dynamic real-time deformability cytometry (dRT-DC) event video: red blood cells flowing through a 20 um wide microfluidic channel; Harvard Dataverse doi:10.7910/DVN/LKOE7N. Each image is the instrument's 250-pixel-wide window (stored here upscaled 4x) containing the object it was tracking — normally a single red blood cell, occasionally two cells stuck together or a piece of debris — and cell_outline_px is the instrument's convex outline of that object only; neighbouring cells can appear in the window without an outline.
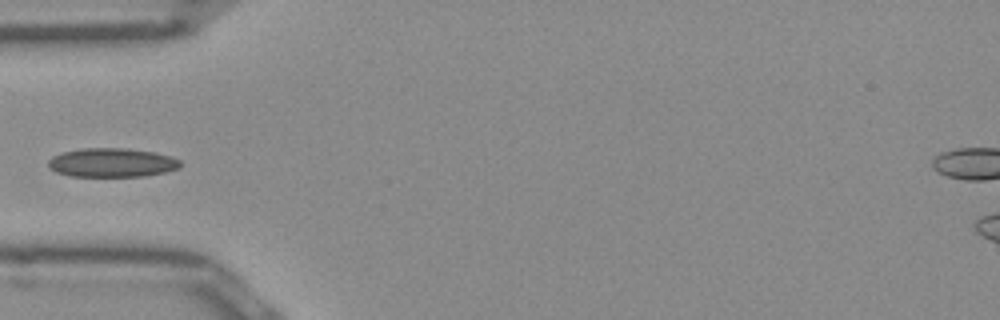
{"species": "Egyptian fruit bat (a non-hibernating species)", "species_latin": "Rousettus aegyptiacus", "temperature_condition": "room temperature", "stored_images_in_passage": 36, "camera_frame_rate_fps": 3000, "um_per_image_px": 0.085, "frame": {"image": 1, "passage_image": 1, "time_ms": 0.0, "image_size_px": [1000, 320], "cell_outline_px": [[184, 164], [180, 168], [164, 172], [144, 176], [68, 176], [56, 172], [48, 164], [48, 160], [52, 156], [64, 152], [84, 148], [124, 148], [152, 152], [168, 156], [180, 160]], "centroid_in_image_um": [9.52, 13.83], "position_along_channel_um": 75.5, "area_um2": 22.14}}
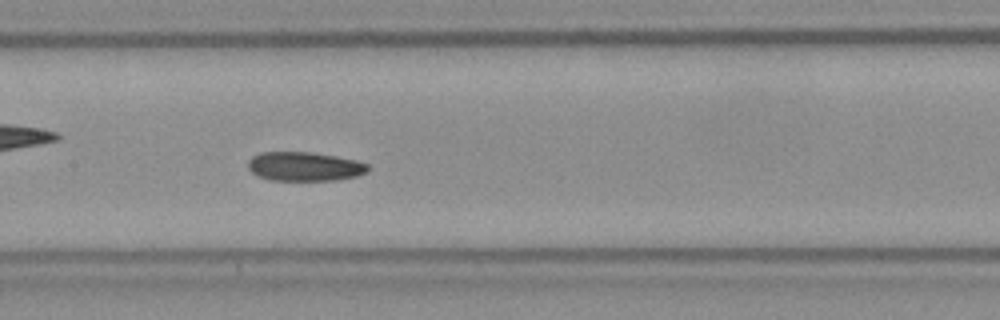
{"frame": {"image": 2, "passage_image": 9, "time_ms": 2.667, "image_size_px": [1000, 320], "cell_outline_px": [[368, 172], [356, 176], [336, 180], [268, 180], [256, 176], [248, 168], [248, 160], [252, 156], [260, 152], [312, 152], [336, 156], [356, 160], [368, 164]], "centroid_in_image_um": [25.86, 14.15], "position_along_channel_um": 181.5, "area_um2": 20.46}}
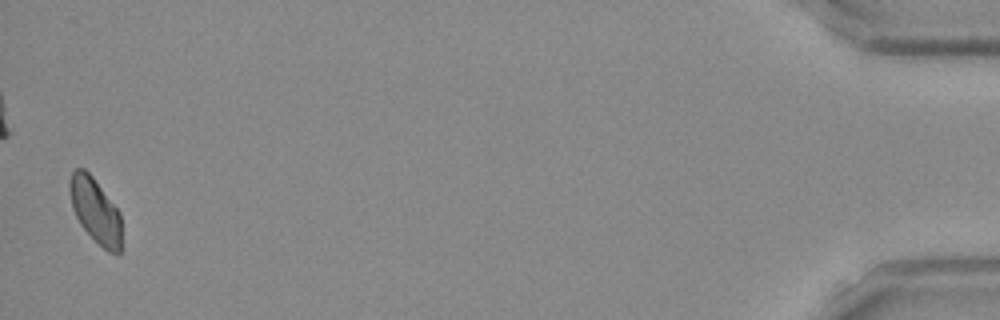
{"frame": {"image": 3, "passage_image": 35, "time_ms": 11.333, "image_size_px": [1000, 320], "cell_outline_px": [[120, 252], [108, 252], [80, 224], [72, 208], [68, 188], [68, 180], [72, 172], [76, 168], [84, 168], [92, 176], [120, 212]], "centroid_in_image_um": [8.06, 17.84], "position_along_channel_um": 427.1, "area_um2": 19.31}}